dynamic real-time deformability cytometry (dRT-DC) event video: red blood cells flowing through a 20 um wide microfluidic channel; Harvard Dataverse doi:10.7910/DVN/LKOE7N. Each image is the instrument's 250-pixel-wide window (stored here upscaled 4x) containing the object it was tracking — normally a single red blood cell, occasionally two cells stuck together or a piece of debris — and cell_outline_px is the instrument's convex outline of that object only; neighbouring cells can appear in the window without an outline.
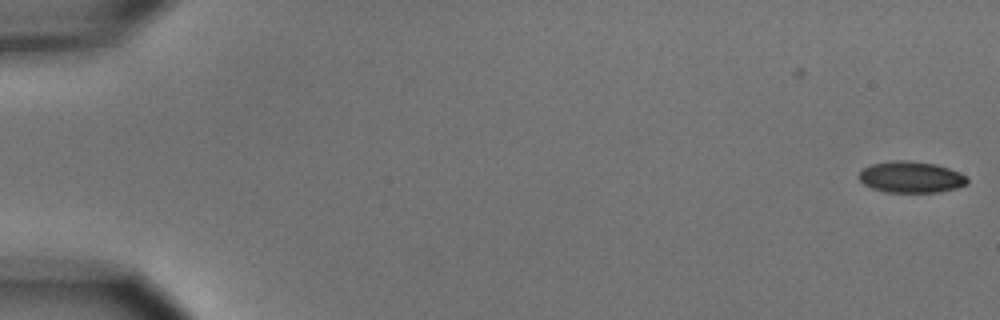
{"species": "common noctule bat (a hibernating species)", "species_latin": "Nyctalus noctula", "temperature_condition": "cold", "stored_images_in_passage": 2, "camera_frame_rate_fps": 3000, "um_per_image_px": 0.085, "animal": {"sex": "male", "body_mass_g": 15.6}, "frame": {"image": 1, "passage_image": 2, "time_ms": 1.333, "image_size_px": [1000, 320], "cell_outline_px": [[968, 184], [956, 188], [940, 192], [884, 192], [872, 188], [864, 184], [860, 180], [860, 172], [868, 164], [892, 160], [904, 160], [936, 164], [948, 168], [968, 176]], "centroid_in_image_um": [77.44, 15.05], "position_along_channel_um": 7.6, "area_um2": 19.88}}